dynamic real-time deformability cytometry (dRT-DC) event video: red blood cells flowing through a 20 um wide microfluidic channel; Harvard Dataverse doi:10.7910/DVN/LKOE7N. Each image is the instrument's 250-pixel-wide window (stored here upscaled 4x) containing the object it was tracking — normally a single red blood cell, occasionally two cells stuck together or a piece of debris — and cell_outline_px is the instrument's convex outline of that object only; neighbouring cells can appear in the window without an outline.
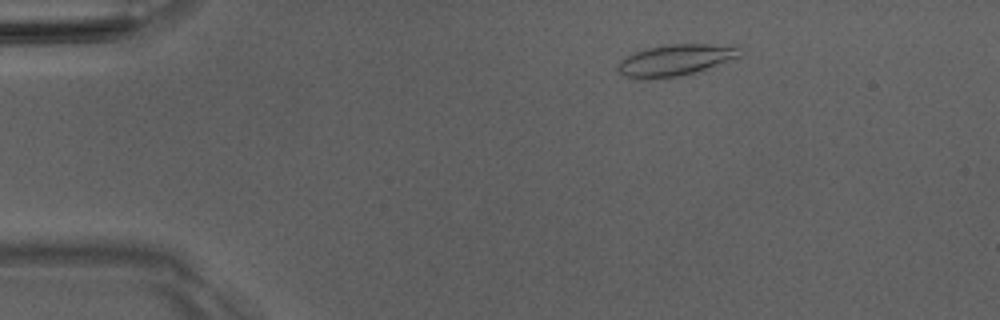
{"species": "Egyptian fruit bat (a non-hibernating species)", "species_latin": "Rousettus aegyptiacus", "temperature_condition": "room temperature", "stored_images_in_passage": 47, "camera_frame_rate_fps": 3000, "um_per_image_px": 0.085, "animal": {"sex": "male"}, "frame": {"image": 1, "passage_image": 5, "time_ms": 1.333, "image_size_px": [1000, 320], "cell_outline_px": [[740, 56], [700, 72], [680, 76], [624, 76], [616, 68], [620, 60], [636, 52], [648, 48], [668, 44], [736, 44], [740, 48]], "centroid_in_image_um": [57.54, 5.06], "position_along_channel_um": 27.5, "area_um2": 21.85}}
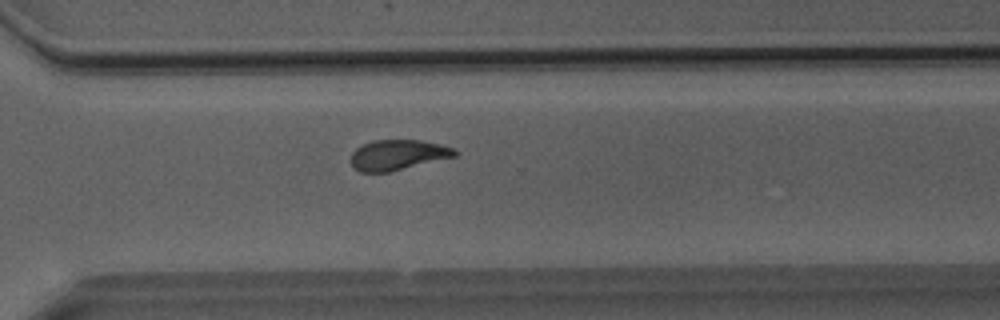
{"frame": {"image": 2, "passage_image": 33, "time_ms": 10.667, "image_size_px": [1000, 320], "cell_outline_px": [[456, 156], [388, 172], [360, 172], [352, 168], [348, 160], [352, 152], [356, 148], [372, 140], [420, 140], [440, 144], [452, 148], [456, 152]], "centroid_in_image_um": [33.73, 13.17], "position_along_channel_um": 336.9, "area_um2": 18.38}}
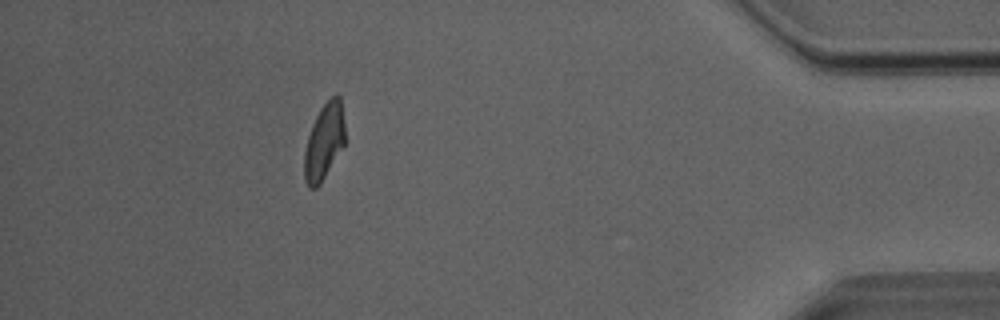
{"frame": {"image": 3, "passage_image": 42, "time_ms": 13.667, "image_size_px": [1000, 320], "cell_outline_px": [[344, 144], [320, 184], [316, 188], [308, 188], [304, 180], [304, 152], [308, 136], [312, 124], [320, 108], [336, 92], [340, 96], [344, 120]], "centroid_in_image_um": [27.54, 12.03], "position_along_channel_um": 407.7, "area_um2": 17.98}, "authors_computed_cell_mechanics": {"area_um2": 19.1896, "velocity_mm_per_s": 4.0629, "shape_relaxation_time_tau1_ms": 5.3746, "shape_relaxation_time_tau2_ms": 2.3374, "deformation_change_tau1": 0.1917, "deformation_change_tau2": 0.0633}}